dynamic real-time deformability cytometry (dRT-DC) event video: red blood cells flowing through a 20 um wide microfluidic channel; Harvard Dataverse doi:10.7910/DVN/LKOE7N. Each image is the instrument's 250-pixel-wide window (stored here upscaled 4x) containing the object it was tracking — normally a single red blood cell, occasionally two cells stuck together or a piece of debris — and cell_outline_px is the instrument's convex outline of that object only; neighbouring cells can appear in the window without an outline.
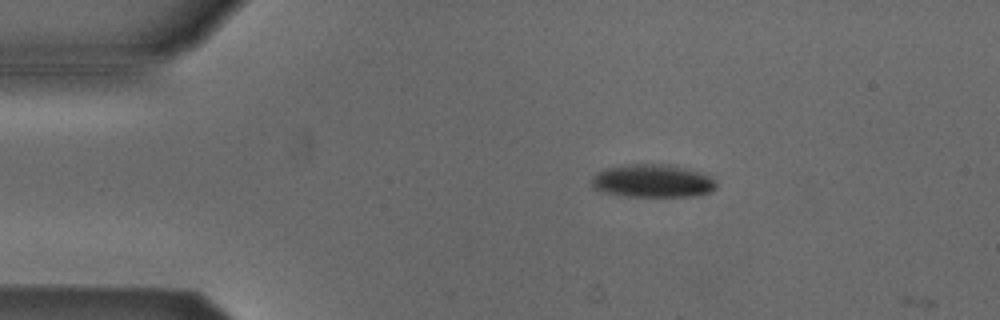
{"species": "Egyptian fruit bat (a non-hibernating species)", "species_latin": "Rousettus aegyptiacus", "temperature_condition": "cold", "stored_images_in_passage": 2, "camera_frame_rate_fps": 3000, "um_per_image_px": 0.085, "animal": {"sex": "male"}, "frame": {"image": 1, "passage_image": 1, "time_ms": 0.0, "image_size_px": [1000, 320], "cell_outline_px": [[716, 188], [712, 192], [696, 196], [624, 196], [604, 192], [592, 188], [588, 184], [588, 180], [596, 172], [604, 168], [624, 164], [668, 164], [704, 172], [712, 176], [716, 180]], "centroid_in_image_um": [55.45, 15.37], "position_along_channel_um": 29.6, "area_um2": 24.74}}